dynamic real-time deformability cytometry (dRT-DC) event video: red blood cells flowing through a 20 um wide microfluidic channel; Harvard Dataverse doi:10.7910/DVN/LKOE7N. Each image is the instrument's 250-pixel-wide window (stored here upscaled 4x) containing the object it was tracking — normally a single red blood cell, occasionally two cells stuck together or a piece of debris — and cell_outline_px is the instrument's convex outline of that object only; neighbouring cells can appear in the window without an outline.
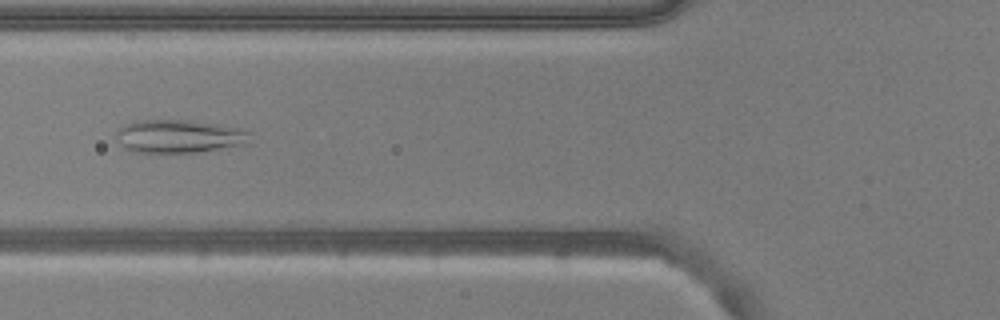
{"species": "common noctule bat (a hibernating species)", "species_latin": "Nyctalus noctula", "temperature_condition": "warm", "stored_images_in_passage": 53, "camera_frame_rate_fps": 3000, "um_per_image_px": 0.085, "animal": {"sex": "male", "body_mass_g": 20.5, "forearm_length_mm": 52.5}, "frame": {"image": 1, "passage_image": 20, "time_ms": 6.333, "image_size_px": [1000, 320], "cell_outline_px": [[252, 144], [196, 152], [136, 152], [124, 148], [120, 144], [116, 136], [116, 132], [124, 124], [132, 120], [192, 120], [220, 124], [240, 128], [252, 132]], "centroid_in_image_um": [15.3, 11.57], "position_along_channel_um": 110.5, "area_um2": 26.41}}
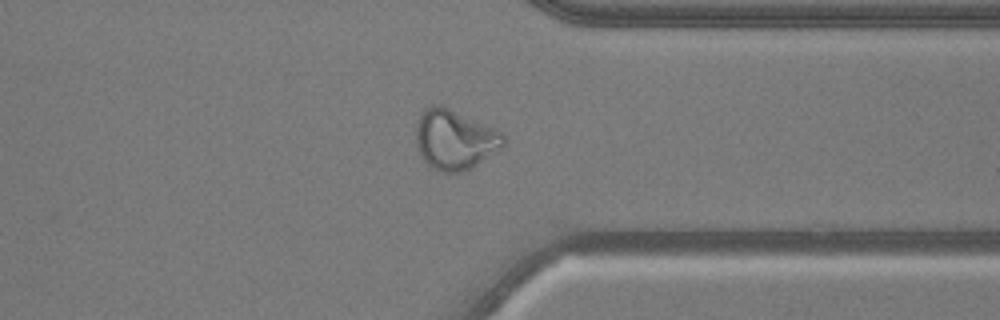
{"frame": {"image": 2, "passage_image": 41, "time_ms": 13.333, "image_size_px": [1000, 320], "cell_outline_px": [[508, 136], [504, 144], [500, 148], [476, 164], [460, 172], [444, 172], [432, 168], [420, 156], [416, 144], [416, 128], [420, 112], [424, 108], [432, 104], [440, 104], [492, 128]], "centroid_in_image_um": [38.6, 11.84], "position_along_channel_um": 372.8, "area_um2": 30.11}}
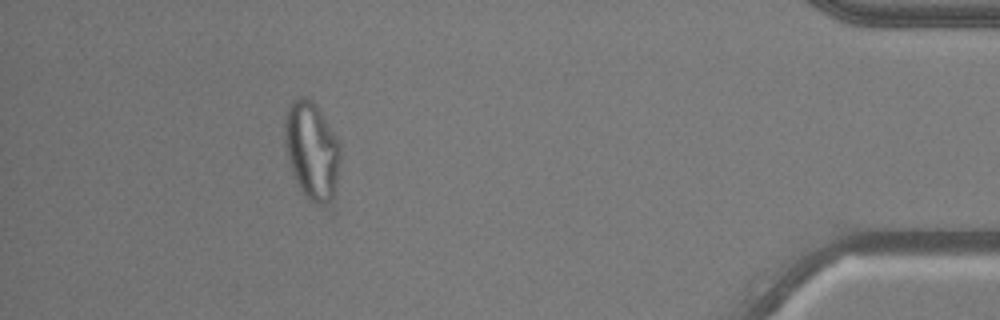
{"frame": {"image": 3, "passage_image": 48, "time_ms": 15.667, "image_size_px": [1000, 320], "cell_outline_px": [[340, 164], [332, 196], [324, 204], [312, 204], [300, 188], [292, 172], [284, 144], [284, 116], [288, 104], [292, 100], [300, 96], [308, 96], [316, 104], [336, 136], [340, 148]], "centroid_in_image_um": [26.47, 12.71], "position_along_channel_um": 408.7, "area_um2": 31.62}}